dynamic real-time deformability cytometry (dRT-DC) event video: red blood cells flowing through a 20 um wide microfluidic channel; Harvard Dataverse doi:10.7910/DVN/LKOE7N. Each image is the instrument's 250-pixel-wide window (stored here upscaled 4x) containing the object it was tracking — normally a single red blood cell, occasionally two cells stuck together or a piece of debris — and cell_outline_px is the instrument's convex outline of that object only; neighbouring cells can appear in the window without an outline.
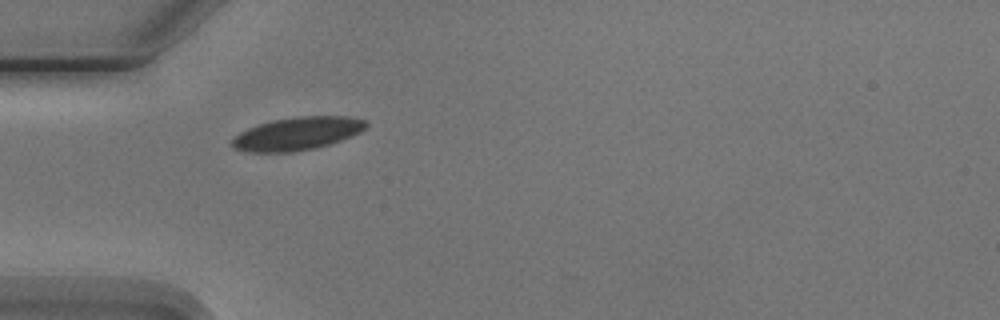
{"species": "Egyptian fruit bat (a non-hibernating species)", "species_latin": "Rousettus aegyptiacus", "temperature_condition": "cold", "stored_images_in_passage": 6, "camera_frame_rate_fps": 3000, "um_per_image_px": 0.085, "animal": {"sex": "male"}, "frame": {"image": 1, "passage_image": 1, "time_ms": 0.0, "image_size_px": [1000, 320], "cell_outline_px": [[368, 124], [360, 132], [340, 140], [316, 148], [292, 152], [248, 152], [232, 148], [232, 136], [248, 128], [260, 124], [276, 120], [300, 116], [348, 116], [364, 120]], "centroid_in_image_um": [25.23, 11.36], "position_along_channel_um": 59.8, "area_um2": 25.55}}
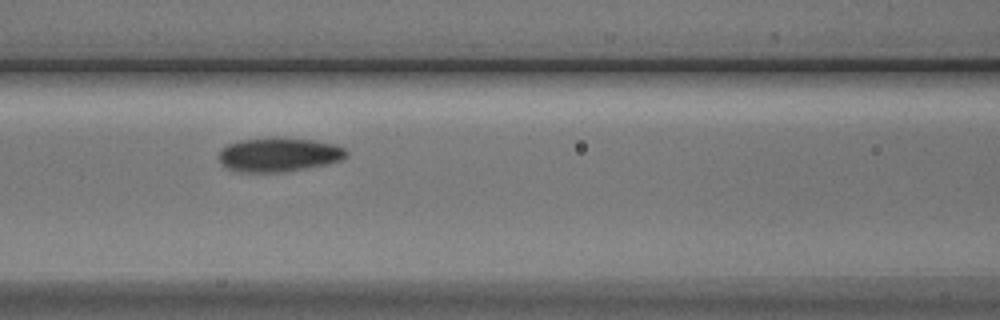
{"frame": {"image": 2, "passage_image": 3, "time_ms": 2.333, "image_size_px": [1000, 320], "cell_outline_px": [[348, 156], [340, 160], [328, 164], [284, 172], [240, 172], [228, 168], [220, 160], [220, 152], [228, 144], [240, 140], [276, 136], [284, 136], [312, 140], [336, 144], [344, 148], [348, 152]], "centroid_in_image_um": [23.75, 13.12], "position_along_channel_um": 142.8, "area_um2": 25.55}}
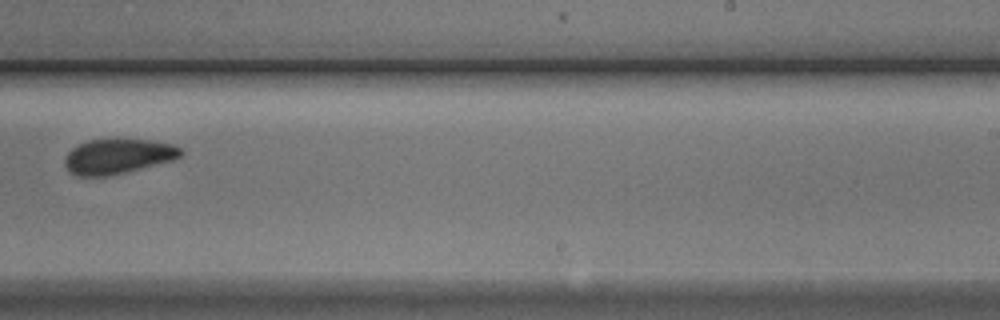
{"frame": {"image": 3, "passage_image": 6, "time_ms": 6.0, "image_size_px": [1000, 320], "cell_outline_px": [[184, 152], [180, 156], [172, 160], [124, 172], [104, 176], [76, 176], [68, 172], [64, 164], [64, 156], [72, 148], [88, 140], [152, 140], [172, 144], [180, 148]], "centroid_in_image_um": [9.97, 13.29], "position_along_channel_um": 279.0, "area_um2": 23.35}}